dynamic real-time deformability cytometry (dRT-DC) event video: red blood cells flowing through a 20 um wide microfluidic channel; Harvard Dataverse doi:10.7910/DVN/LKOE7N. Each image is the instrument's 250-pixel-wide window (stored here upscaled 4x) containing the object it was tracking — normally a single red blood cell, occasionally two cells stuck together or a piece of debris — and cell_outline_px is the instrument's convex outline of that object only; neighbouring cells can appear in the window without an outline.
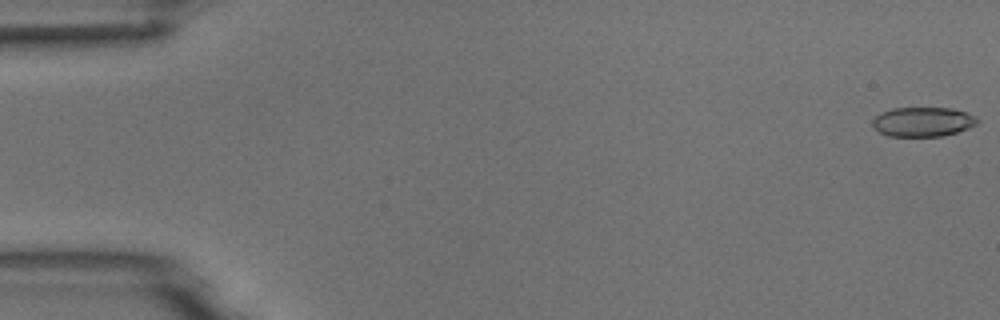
{"species": "common noctule bat (a hibernating species)", "species_latin": "Nyctalus noctula", "temperature_condition": "room temperature", "stored_images_in_passage": 5, "camera_frame_rate_fps": 3000, "um_per_image_px": 0.085, "animal": {"sex": "male", "body_mass_g": 18.8}, "frame": {"image": 1, "passage_image": 1, "time_ms": 0.0, "image_size_px": [1000, 320], "cell_outline_px": [[980, 120], [976, 124], [968, 128], [944, 136], [888, 136], [880, 132], [872, 124], [872, 120], [880, 112], [892, 108], [952, 108], [976, 116]], "centroid_in_image_um": [78.44, 10.35], "position_along_channel_um": 6.6, "area_um2": 17.98}}
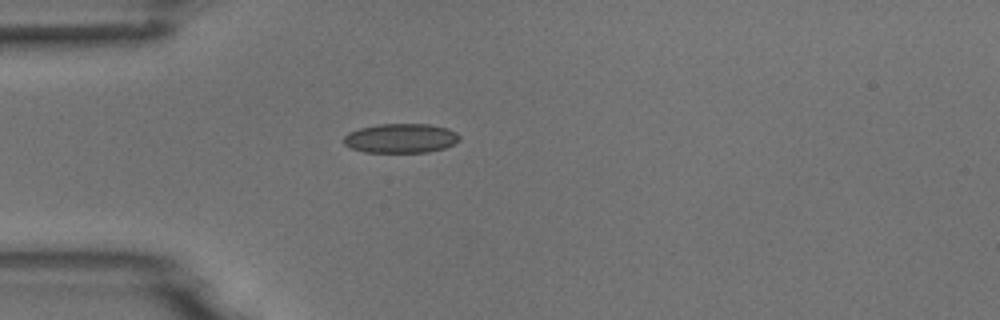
{"frame": {"image": 2, "passage_image": 5, "time_ms": 4.667, "image_size_px": [1000, 320], "cell_outline_px": [[460, 140], [444, 148], [428, 152], [364, 152], [352, 148], [344, 144], [344, 136], [348, 132], [360, 128], [380, 124], [428, 124], [448, 128], [456, 132], [460, 136]], "centroid_in_image_um": [34.07, 11.75], "position_along_channel_um": 50.9, "area_um2": 19.77}}